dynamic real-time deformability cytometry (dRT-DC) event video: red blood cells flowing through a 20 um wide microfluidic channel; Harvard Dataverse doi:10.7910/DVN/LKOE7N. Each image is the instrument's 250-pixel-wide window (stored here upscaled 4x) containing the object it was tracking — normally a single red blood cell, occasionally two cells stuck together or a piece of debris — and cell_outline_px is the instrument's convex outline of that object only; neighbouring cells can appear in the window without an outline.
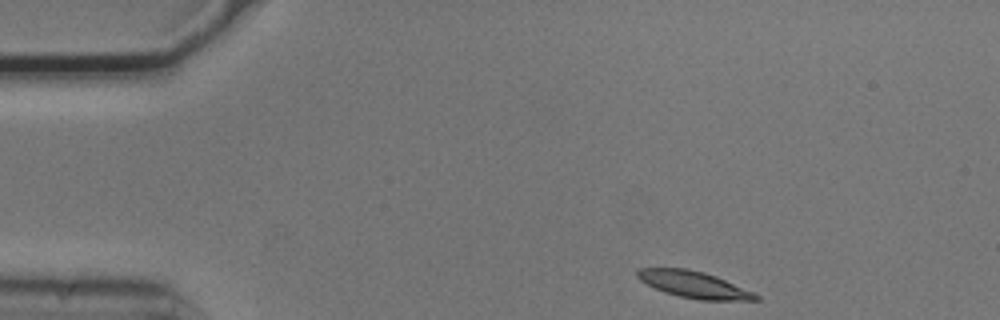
{"species": "common noctule bat (a hibernating species)", "species_latin": "Nyctalus noctula", "temperature_condition": "cold", "stored_images_in_passage": 47, "camera_frame_rate_fps": 3000, "um_per_image_px": 0.085, "animal": {"sex": "male", "body_mass_g": 20.5, "forearm_length_mm": 52.5}, "frame": {"image": 1, "passage_image": 1, "time_ms": 0.0, "image_size_px": [1000, 320], "cell_outline_px": [[760, 300], [700, 300], [680, 296], [664, 292], [640, 280], [636, 276], [636, 272], [640, 268], [684, 268], [704, 272], [716, 276], [752, 292], [760, 296]], "centroid_in_image_um": [58.97, 24.19], "position_along_channel_um": 26.0, "area_um2": 18.09}}
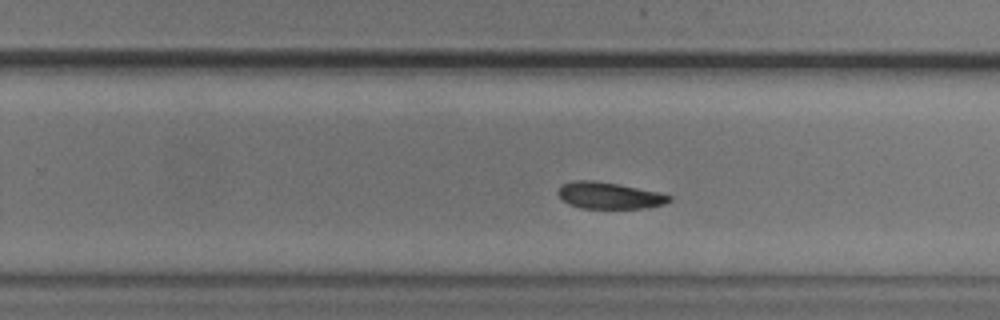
{"frame": {"image": 2, "passage_image": 27, "time_ms": 8.667, "image_size_px": [1000, 320], "cell_outline_px": [[672, 200], [664, 204], [640, 208], [580, 208], [568, 204], [556, 192], [560, 184], [572, 180], [592, 180], [616, 184], [660, 192], [672, 196]], "centroid_in_image_um": [51.75, 16.61], "position_along_channel_um": 278.1, "area_um2": 17.22}}
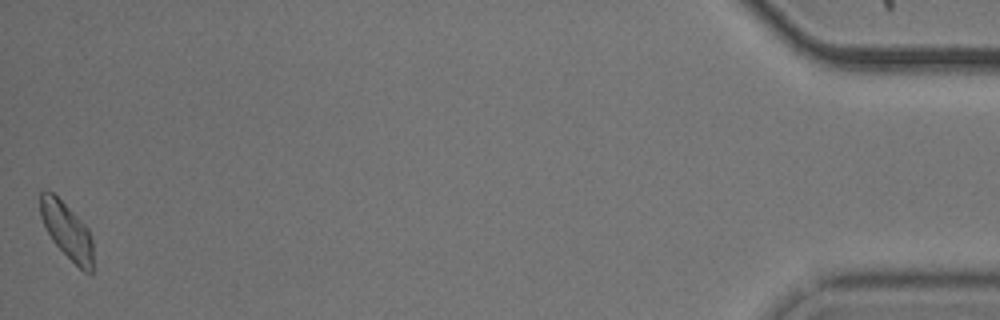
{"frame": {"image": 3, "passage_image": 47, "time_ms": 15.333, "image_size_px": [1000, 320], "cell_outline_px": [[92, 272], [84, 272], [52, 240], [40, 216], [40, 192], [44, 188], [48, 188], [88, 228], [92, 240]], "centroid_in_image_um": [5.66, 19.57], "position_along_channel_um": 429.5, "area_um2": 16.88}, "authors_computed_cell_mechanics": {"area_um2": 17.9758, "velocity_mm_per_s": 3.6849, "shape_relaxation_time_tau1_ms": 2.3794, "shape_relaxation_time_tau2_ms": 4.6916, "deformation_change_tau1": 0.0811, "deformation_change_tau2": 0.0984}}